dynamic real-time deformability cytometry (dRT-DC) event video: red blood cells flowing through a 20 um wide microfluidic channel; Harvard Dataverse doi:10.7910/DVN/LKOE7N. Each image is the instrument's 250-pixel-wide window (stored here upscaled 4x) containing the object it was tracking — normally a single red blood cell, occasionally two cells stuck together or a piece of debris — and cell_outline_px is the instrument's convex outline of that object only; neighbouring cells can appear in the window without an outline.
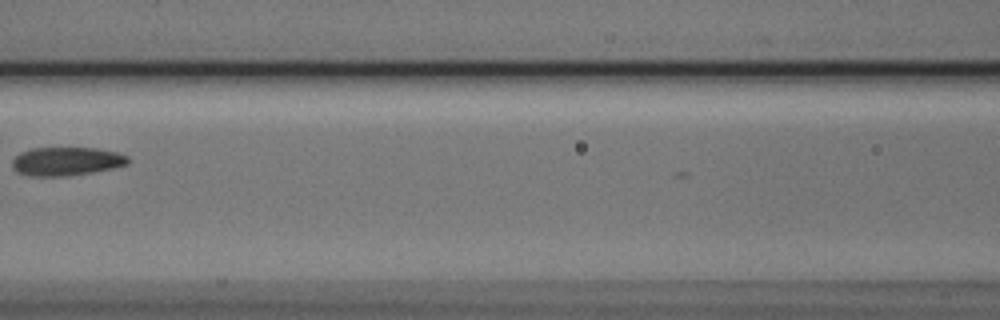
{"species": "Egyptian fruit bat (a non-hibernating species)", "species_latin": "Rousettus aegyptiacus", "temperature_condition": "cold", "stored_images_in_passage": 6, "camera_frame_rate_fps": 3000, "um_per_image_px": 0.085, "animal": {"sex": "male"}, "frame": {"image": 1, "passage_image": 5, "time_ms": 1.333, "image_size_px": [1000, 320], "cell_outline_px": [[128, 164], [112, 168], [92, 172], [68, 176], [28, 176], [12, 168], [12, 160], [20, 152], [32, 148], [96, 148], [116, 152], [128, 156]], "centroid_in_image_um": [5.63, 13.71], "position_along_channel_um": 161.0, "area_um2": 19.19}}
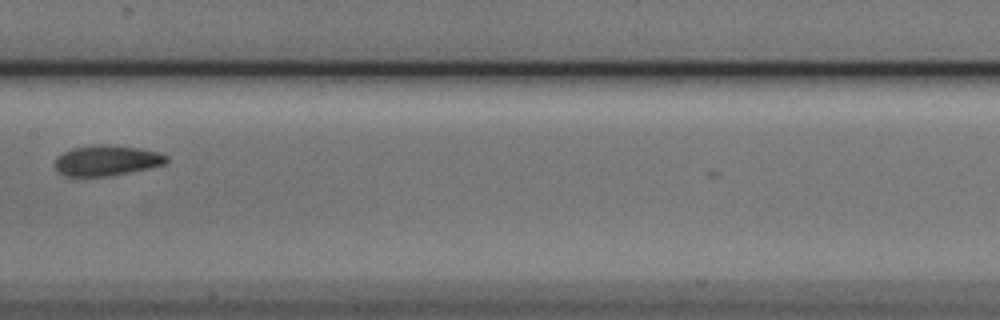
{"frame": {"image": 2, "passage_image": 6, "time_ms": 1.667, "image_size_px": [1000, 320], "cell_outline_px": [[168, 160], [164, 164], [148, 168], [112, 176], [64, 176], [56, 172], [52, 164], [56, 156], [72, 148], [100, 144], [108, 144], [140, 148], [160, 152], [168, 156]], "centroid_in_image_um": [9.02, 13.64], "position_along_channel_um": 198.4, "area_um2": 20.17}}